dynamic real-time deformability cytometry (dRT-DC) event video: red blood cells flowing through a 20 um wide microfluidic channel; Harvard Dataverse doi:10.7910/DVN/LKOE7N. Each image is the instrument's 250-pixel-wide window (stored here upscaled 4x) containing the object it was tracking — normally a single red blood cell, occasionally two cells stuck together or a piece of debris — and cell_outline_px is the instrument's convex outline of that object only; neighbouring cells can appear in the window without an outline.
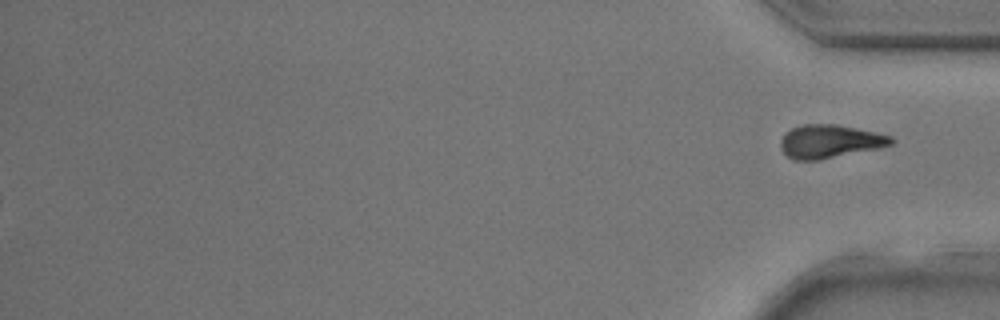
{"species": "common noctule bat (a hibernating species)", "species_latin": "Nyctalus noctula", "temperature_condition": "room temperature", "stored_images_in_passage": 35, "segment_of_instrument_passage": [2, 2], "camera_frame_rate_fps": 3000, "um_per_image_px": 0.085, "animal": {"sex": "male", "body_mass_g": 17.9, "forearm_length_mm": 54.2}, "frame": {"image": 1, "passage_image": 35, "time_ms": 11.333, "image_size_px": [1000, 320], "cell_outline_px": [[896, 140], [892, 144], [880, 148], [820, 160], [792, 160], [780, 148], [780, 140], [784, 132], [792, 128], [804, 124], [836, 124], [876, 132], [892, 136]], "centroid_in_image_um": [70.54, 12.02], "position_along_channel_um": 364.7, "area_um2": 21.73}}